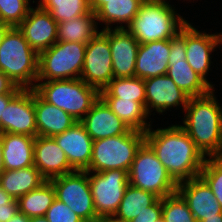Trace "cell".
Returning a JSON list of instances; mask_svg holds the SVG:
<instances>
[{"label":"cell","mask_w":222,"mask_h":222,"mask_svg":"<svg viewBox=\"0 0 222 222\" xmlns=\"http://www.w3.org/2000/svg\"><path fill=\"white\" fill-rule=\"evenodd\" d=\"M152 127L145 132V142L172 178L179 183L198 177L206 157L180 124L157 129Z\"/></svg>","instance_id":"1"},{"label":"cell","mask_w":222,"mask_h":222,"mask_svg":"<svg viewBox=\"0 0 222 222\" xmlns=\"http://www.w3.org/2000/svg\"><path fill=\"white\" fill-rule=\"evenodd\" d=\"M215 93L190 97L180 125L205 157L222 156V106Z\"/></svg>","instance_id":"2"},{"label":"cell","mask_w":222,"mask_h":222,"mask_svg":"<svg viewBox=\"0 0 222 222\" xmlns=\"http://www.w3.org/2000/svg\"><path fill=\"white\" fill-rule=\"evenodd\" d=\"M168 0H144L126 29L140 44L174 37L188 22Z\"/></svg>","instance_id":"3"},{"label":"cell","mask_w":222,"mask_h":222,"mask_svg":"<svg viewBox=\"0 0 222 222\" xmlns=\"http://www.w3.org/2000/svg\"><path fill=\"white\" fill-rule=\"evenodd\" d=\"M39 54L18 27H10L0 44V71L18 87L33 89L37 82Z\"/></svg>","instance_id":"4"},{"label":"cell","mask_w":222,"mask_h":222,"mask_svg":"<svg viewBox=\"0 0 222 222\" xmlns=\"http://www.w3.org/2000/svg\"><path fill=\"white\" fill-rule=\"evenodd\" d=\"M33 90L43 100L56 105L76 121H81L100 97L97 88L88 85L80 78L37 81Z\"/></svg>","instance_id":"5"},{"label":"cell","mask_w":222,"mask_h":222,"mask_svg":"<svg viewBox=\"0 0 222 222\" xmlns=\"http://www.w3.org/2000/svg\"><path fill=\"white\" fill-rule=\"evenodd\" d=\"M144 142L145 132L131 129L123 135L94 140L90 165L86 171L122 169L129 172Z\"/></svg>","instance_id":"6"},{"label":"cell","mask_w":222,"mask_h":222,"mask_svg":"<svg viewBox=\"0 0 222 222\" xmlns=\"http://www.w3.org/2000/svg\"><path fill=\"white\" fill-rule=\"evenodd\" d=\"M87 43L57 41L39 53L37 81L79 79Z\"/></svg>","instance_id":"7"},{"label":"cell","mask_w":222,"mask_h":222,"mask_svg":"<svg viewBox=\"0 0 222 222\" xmlns=\"http://www.w3.org/2000/svg\"><path fill=\"white\" fill-rule=\"evenodd\" d=\"M128 176L131 186L151 192L159 198L177 192L178 183L146 142L137 151Z\"/></svg>","instance_id":"8"},{"label":"cell","mask_w":222,"mask_h":222,"mask_svg":"<svg viewBox=\"0 0 222 222\" xmlns=\"http://www.w3.org/2000/svg\"><path fill=\"white\" fill-rule=\"evenodd\" d=\"M50 181L56 199L67 204L84 222H96L99 219L89 184V171H74Z\"/></svg>","instance_id":"9"},{"label":"cell","mask_w":222,"mask_h":222,"mask_svg":"<svg viewBox=\"0 0 222 222\" xmlns=\"http://www.w3.org/2000/svg\"><path fill=\"white\" fill-rule=\"evenodd\" d=\"M89 184L97 216L111 218L117 212L125 189L129 185L128 171H89Z\"/></svg>","instance_id":"10"},{"label":"cell","mask_w":222,"mask_h":222,"mask_svg":"<svg viewBox=\"0 0 222 222\" xmlns=\"http://www.w3.org/2000/svg\"><path fill=\"white\" fill-rule=\"evenodd\" d=\"M170 54L167 75L190 97L207 95L214 88L186 61L185 25L169 39Z\"/></svg>","instance_id":"11"},{"label":"cell","mask_w":222,"mask_h":222,"mask_svg":"<svg viewBox=\"0 0 222 222\" xmlns=\"http://www.w3.org/2000/svg\"><path fill=\"white\" fill-rule=\"evenodd\" d=\"M114 78L109 29L99 31L87 44L81 80L103 90Z\"/></svg>","instance_id":"12"},{"label":"cell","mask_w":222,"mask_h":222,"mask_svg":"<svg viewBox=\"0 0 222 222\" xmlns=\"http://www.w3.org/2000/svg\"><path fill=\"white\" fill-rule=\"evenodd\" d=\"M0 133L38 135L33 89H22L8 103L0 118Z\"/></svg>","instance_id":"13"},{"label":"cell","mask_w":222,"mask_h":222,"mask_svg":"<svg viewBox=\"0 0 222 222\" xmlns=\"http://www.w3.org/2000/svg\"><path fill=\"white\" fill-rule=\"evenodd\" d=\"M220 33H206L205 31L198 30L189 21L185 24V47H186V61L192 67V69L202 76L213 88V82H209L208 77L209 70L213 62L212 53L217 48H222ZM212 63V64H211Z\"/></svg>","instance_id":"14"},{"label":"cell","mask_w":222,"mask_h":222,"mask_svg":"<svg viewBox=\"0 0 222 222\" xmlns=\"http://www.w3.org/2000/svg\"><path fill=\"white\" fill-rule=\"evenodd\" d=\"M144 83L145 108L149 116L152 115L153 110L159 115H163L164 112L171 111V108L174 107L175 109L182 107L184 113L190 96L181 90L167 74L147 78Z\"/></svg>","instance_id":"15"},{"label":"cell","mask_w":222,"mask_h":222,"mask_svg":"<svg viewBox=\"0 0 222 222\" xmlns=\"http://www.w3.org/2000/svg\"><path fill=\"white\" fill-rule=\"evenodd\" d=\"M57 25L49 11L35 6L17 27L31 48L39 54L57 42Z\"/></svg>","instance_id":"16"},{"label":"cell","mask_w":222,"mask_h":222,"mask_svg":"<svg viewBox=\"0 0 222 222\" xmlns=\"http://www.w3.org/2000/svg\"><path fill=\"white\" fill-rule=\"evenodd\" d=\"M109 44L114 78L135 77L136 57L140 43L126 28H111Z\"/></svg>","instance_id":"17"},{"label":"cell","mask_w":222,"mask_h":222,"mask_svg":"<svg viewBox=\"0 0 222 222\" xmlns=\"http://www.w3.org/2000/svg\"><path fill=\"white\" fill-rule=\"evenodd\" d=\"M177 192L187 202L197 222L222 213L220 203L200 176L179 182Z\"/></svg>","instance_id":"18"},{"label":"cell","mask_w":222,"mask_h":222,"mask_svg":"<svg viewBox=\"0 0 222 222\" xmlns=\"http://www.w3.org/2000/svg\"><path fill=\"white\" fill-rule=\"evenodd\" d=\"M65 152L70 166L75 171H86L90 165L93 140L80 121L53 137Z\"/></svg>","instance_id":"19"},{"label":"cell","mask_w":222,"mask_h":222,"mask_svg":"<svg viewBox=\"0 0 222 222\" xmlns=\"http://www.w3.org/2000/svg\"><path fill=\"white\" fill-rule=\"evenodd\" d=\"M33 158L34 166L48 181L75 171L53 137H35Z\"/></svg>","instance_id":"20"},{"label":"cell","mask_w":222,"mask_h":222,"mask_svg":"<svg viewBox=\"0 0 222 222\" xmlns=\"http://www.w3.org/2000/svg\"><path fill=\"white\" fill-rule=\"evenodd\" d=\"M92 140L126 134L130 128L99 97L80 121Z\"/></svg>","instance_id":"21"},{"label":"cell","mask_w":222,"mask_h":222,"mask_svg":"<svg viewBox=\"0 0 222 222\" xmlns=\"http://www.w3.org/2000/svg\"><path fill=\"white\" fill-rule=\"evenodd\" d=\"M169 54V39L140 44L136 57L135 77L145 80L166 75L169 66Z\"/></svg>","instance_id":"22"},{"label":"cell","mask_w":222,"mask_h":222,"mask_svg":"<svg viewBox=\"0 0 222 222\" xmlns=\"http://www.w3.org/2000/svg\"><path fill=\"white\" fill-rule=\"evenodd\" d=\"M34 108L38 136L54 137L71 128L77 122L56 105L43 100L35 91Z\"/></svg>","instance_id":"23"},{"label":"cell","mask_w":222,"mask_h":222,"mask_svg":"<svg viewBox=\"0 0 222 222\" xmlns=\"http://www.w3.org/2000/svg\"><path fill=\"white\" fill-rule=\"evenodd\" d=\"M35 137L14 133H2L5 170L23 169L34 165Z\"/></svg>","instance_id":"24"},{"label":"cell","mask_w":222,"mask_h":222,"mask_svg":"<svg viewBox=\"0 0 222 222\" xmlns=\"http://www.w3.org/2000/svg\"><path fill=\"white\" fill-rule=\"evenodd\" d=\"M47 181L34 166L23 169L5 170L0 175L1 188L13 198L27 194Z\"/></svg>","instance_id":"25"},{"label":"cell","mask_w":222,"mask_h":222,"mask_svg":"<svg viewBox=\"0 0 222 222\" xmlns=\"http://www.w3.org/2000/svg\"><path fill=\"white\" fill-rule=\"evenodd\" d=\"M143 1L144 0H107L95 13L97 23L102 22L100 25L105 24L101 30L126 28L137 15ZM116 24L117 26H113Z\"/></svg>","instance_id":"26"},{"label":"cell","mask_w":222,"mask_h":222,"mask_svg":"<svg viewBox=\"0 0 222 222\" xmlns=\"http://www.w3.org/2000/svg\"><path fill=\"white\" fill-rule=\"evenodd\" d=\"M131 130L146 132L152 125L151 118L142 103L117 97H101ZM149 119V121H147ZM151 123V124H150Z\"/></svg>","instance_id":"27"},{"label":"cell","mask_w":222,"mask_h":222,"mask_svg":"<svg viewBox=\"0 0 222 222\" xmlns=\"http://www.w3.org/2000/svg\"><path fill=\"white\" fill-rule=\"evenodd\" d=\"M96 14H89L58 23L57 41L88 43L99 31Z\"/></svg>","instance_id":"28"},{"label":"cell","mask_w":222,"mask_h":222,"mask_svg":"<svg viewBox=\"0 0 222 222\" xmlns=\"http://www.w3.org/2000/svg\"><path fill=\"white\" fill-rule=\"evenodd\" d=\"M159 199L151 192L131 186L126 187L117 212L112 217L118 222H130Z\"/></svg>","instance_id":"29"},{"label":"cell","mask_w":222,"mask_h":222,"mask_svg":"<svg viewBox=\"0 0 222 222\" xmlns=\"http://www.w3.org/2000/svg\"><path fill=\"white\" fill-rule=\"evenodd\" d=\"M55 198L53 184L47 180L40 187L17 199L19 212L29 218L45 216Z\"/></svg>","instance_id":"30"},{"label":"cell","mask_w":222,"mask_h":222,"mask_svg":"<svg viewBox=\"0 0 222 222\" xmlns=\"http://www.w3.org/2000/svg\"><path fill=\"white\" fill-rule=\"evenodd\" d=\"M100 97H117L122 100H134L145 106V83L144 79L113 78L111 82L100 91Z\"/></svg>","instance_id":"31"},{"label":"cell","mask_w":222,"mask_h":222,"mask_svg":"<svg viewBox=\"0 0 222 222\" xmlns=\"http://www.w3.org/2000/svg\"><path fill=\"white\" fill-rule=\"evenodd\" d=\"M38 7L49 11L57 23L89 14L88 0H38Z\"/></svg>","instance_id":"32"},{"label":"cell","mask_w":222,"mask_h":222,"mask_svg":"<svg viewBox=\"0 0 222 222\" xmlns=\"http://www.w3.org/2000/svg\"><path fill=\"white\" fill-rule=\"evenodd\" d=\"M162 217L164 222H197L178 192L162 198Z\"/></svg>","instance_id":"33"},{"label":"cell","mask_w":222,"mask_h":222,"mask_svg":"<svg viewBox=\"0 0 222 222\" xmlns=\"http://www.w3.org/2000/svg\"><path fill=\"white\" fill-rule=\"evenodd\" d=\"M199 176L210 187L222 208V157H206Z\"/></svg>","instance_id":"34"},{"label":"cell","mask_w":222,"mask_h":222,"mask_svg":"<svg viewBox=\"0 0 222 222\" xmlns=\"http://www.w3.org/2000/svg\"><path fill=\"white\" fill-rule=\"evenodd\" d=\"M31 8V0H0V21L10 27H17Z\"/></svg>","instance_id":"35"},{"label":"cell","mask_w":222,"mask_h":222,"mask_svg":"<svg viewBox=\"0 0 222 222\" xmlns=\"http://www.w3.org/2000/svg\"><path fill=\"white\" fill-rule=\"evenodd\" d=\"M45 217L49 222H84L67 204L56 198Z\"/></svg>","instance_id":"36"},{"label":"cell","mask_w":222,"mask_h":222,"mask_svg":"<svg viewBox=\"0 0 222 222\" xmlns=\"http://www.w3.org/2000/svg\"><path fill=\"white\" fill-rule=\"evenodd\" d=\"M162 217V198H159L153 205L147 207V210L138 214L130 222H154Z\"/></svg>","instance_id":"37"},{"label":"cell","mask_w":222,"mask_h":222,"mask_svg":"<svg viewBox=\"0 0 222 222\" xmlns=\"http://www.w3.org/2000/svg\"><path fill=\"white\" fill-rule=\"evenodd\" d=\"M19 211L17 199L0 206V222H7Z\"/></svg>","instance_id":"38"},{"label":"cell","mask_w":222,"mask_h":222,"mask_svg":"<svg viewBox=\"0 0 222 222\" xmlns=\"http://www.w3.org/2000/svg\"><path fill=\"white\" fill-rule=\"evenodd\" d=\"M23 88L18 87L4 73L0 71V95L6 93H19Z\"/></svg>","instance_id":"39"},{"label":"cell","mask_w":222,"mask_h":222,"mask_svg":"<svg viewBox=\"0 0 222 222\" xmlns=\"http://www.w3.org/2000/svg\"><path fill=\"white\" fill-rule=\"evenodd\" d=\"M18 93H6L0 95V118L5 111V107L8 106V103L17 95Z\"/></svg>","instance_id":"40"},{"label":"cell","mask_w":222,"mask_h":222,"mask_svg":"<svg viewBox=\"0 0 222 222\" xmlns=\"http://www.w3.org/2000/svg\"><path fill=\"white\" fill-rule=\"evenodd\" d=\"M88 2L91 11L96 13L107 2V0H88Z\"/></svg>","instance_id":"41"},{"label":"cell","mask_w":222,"mask_h":222,"mask_svg":"<svg viewBox=\"0 0 222 222\" xmlns=\"http://www.w3.org/2000/svg\"><path fill=\"white\" fill-rule=\"evenodd\" d=\"M16 199L7 194L0 186V206L5 205L8 202H14Z\"/></svg>","instance_id":"42"},{"label":"cell","mask_w":222,"mask_h":222,"mask_svg":"<svg viewBox=\"0 0 222 222\" xmlns=\"http://www.w3.org/2000/svg\"><path fill=\"white\" fill-rule=\"evenodd\" d=\"M7 222H30V218L21 212H17L11 219Z\"/></svg>","instance_id":"43"},{"label":"cell","mask_w":222,"mask_h":222,"mask_svg":"<svg viewBox=\"0 0 222 222\" xmlns=\"http://www.w3.org/2000/svg\"><path fill=\"white\" fill-rule=\"evenodd\" d=\"M5 171L3 161L2 133H0V175Z\"/></svg>","instance_id":"44"},{"label":"cell","mask_w":222,"mask_h":222,"mask_svg":"<svg viewBox=\"0 0 222 222\" xmlns=\"http://www.w3.org/2000/svg\"><path fill=\"white\" fill-rule=\"evenodd\" d=\"M9 28H10L9 25L4 24V23H2V22L0 21V44H1L2 40H3V37H4L5 33L7 32V30H8Z\"/></svg>","instance_id":"45"},{"label":"cell","mask_w":222,"mask_h":222,"mask_svg":"<svg viewBox=\"0 0 222 222\" xmlns=\"http://www.w3.org/2000/svg\"><path fill=\"white\" fill-rule=\"evenodd\" d=\"M201 222H222V213L218 214L216 217L204 218Z\"/></svg>","instance_id":"46"},{"label":"cell","mask_w":222,"mask_h":222,"mask_svg":"<svg viewBox=\"0 0 222 222\" xmlns=\"http://www.w3.org/2000/svg\"><path fill=\"white\" fill-rule=\"evenodd\" d=\"M30 222H49L45 216L31 217Z\"/></svg>","instance_id":"47"},{"label":"cell","mask_w":222,"mask_h":222,"mask_svg":"<svg viewBox=\"0 0 222 222\" xmlns=\"http://www.w3.org/2000/svg\"><path fill=\"white\" fill-rule=\"evenodd\" d=\"M96 222H118V221L114 220L111 217V218H99Z\"/></svg>","instance_id":"48"},{"label":"cell","mask_w":222,"mask_h":222,"mask_svg":"<svg viewBox=\"0 0 222 222\" xmlns=\"http://www.w3.org/2000/svg\"><path fill=\"white\" fill-rule=\"evenodd\" d=\"M154 222H164V219H163V217H161L160 219H158V220H156Z\"/></svg>","instance_id":"49"},{"label":"cell","mask_w":222,"mask_h":222,"mask_svg":"<svg viewBox=\"0 0 222 222\" xmlns=\"http://www.w3.org/2000/svg\"><path fill=\"white\" fill-rule=\"evenodd\" d=\"M219 33H220V39H221V45H222V32H219Z\"/></svg>","instance_id":"50"}]
</instances>
